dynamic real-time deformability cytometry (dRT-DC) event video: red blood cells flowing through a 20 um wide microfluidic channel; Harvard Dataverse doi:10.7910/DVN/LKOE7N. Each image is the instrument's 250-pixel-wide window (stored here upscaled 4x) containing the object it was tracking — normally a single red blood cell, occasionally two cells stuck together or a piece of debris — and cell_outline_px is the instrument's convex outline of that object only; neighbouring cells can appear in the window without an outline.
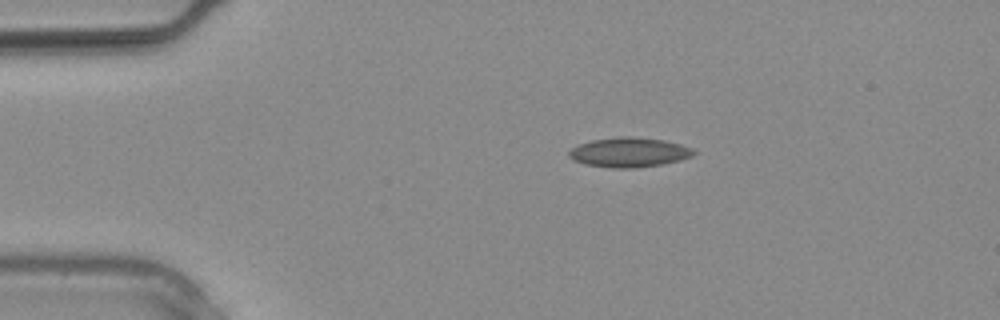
{"species": "common noctule bat (a hibernating species)", "species_latin": "Nyctalus noctula", "temperature_condition": "warm", "stored_images_in_passage": 2, "camera_frame_rate_fps": 3000, "um_per_image_px": 0.085, "animal": {"sex": "male", "body_mass_g": 20.4}, "frame": {"image": 1, "passage_image": 1, "time_ms": 0.0, "image_size_px": [1000, 320], "cell_outline_px": [[696, 152], [692, 156], [680, 160], [664, 164], [636, 168], [612, 168], [584, 164], [572, 160], [568, 156], [568, 152], [572, 148], [580, 144], [592, 140], [620, 136], [632, 136], [664, 140], [680, 144], [692, 148]], "centroid_in_image_um": [53.47, 12.95], "position_along_channel_um": 31.5, "area_um2": 21.68}}